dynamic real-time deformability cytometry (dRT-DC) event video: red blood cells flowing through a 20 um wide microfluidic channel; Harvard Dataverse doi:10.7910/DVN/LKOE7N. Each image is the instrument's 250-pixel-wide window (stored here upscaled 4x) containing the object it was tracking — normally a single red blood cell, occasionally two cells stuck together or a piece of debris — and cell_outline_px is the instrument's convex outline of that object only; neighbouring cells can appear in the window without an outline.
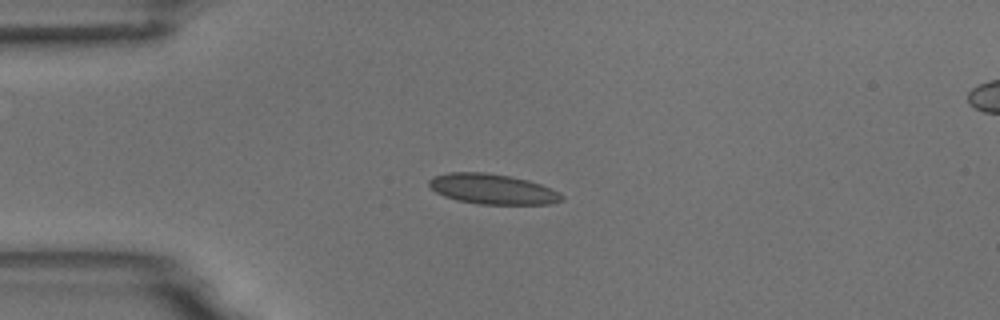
{"species": "common noctule bat (a hibernating species)", "species_latin": "Nyctalus noctula", "temperature_condition": "room temperature", "stored_images_in_passage": 11, "camera_frame_rate_fps": 3000, "um_per_image_px": 0.085, "animal": {"sex": "male", "body_mass_g": 18.8}, "frame": {"image": 1, "passage_image": 4, "time_ms": 4.333, "image_size_px": [1000, 320], "cell_outline_px": [[564, 200], [548, 204], [480, 204], [456, 200], [444, 196], [436, 192], [428, 184], [428, 180], [432, 176], [448, 172], [484, 172], [508, 176], [528, 180], [540, 184], [560, 192], [564, 196]], "centroid_in_image_um": [41.85, 16.07], "position_along_channel_um": 43.2, "area_um2": 23.41}}